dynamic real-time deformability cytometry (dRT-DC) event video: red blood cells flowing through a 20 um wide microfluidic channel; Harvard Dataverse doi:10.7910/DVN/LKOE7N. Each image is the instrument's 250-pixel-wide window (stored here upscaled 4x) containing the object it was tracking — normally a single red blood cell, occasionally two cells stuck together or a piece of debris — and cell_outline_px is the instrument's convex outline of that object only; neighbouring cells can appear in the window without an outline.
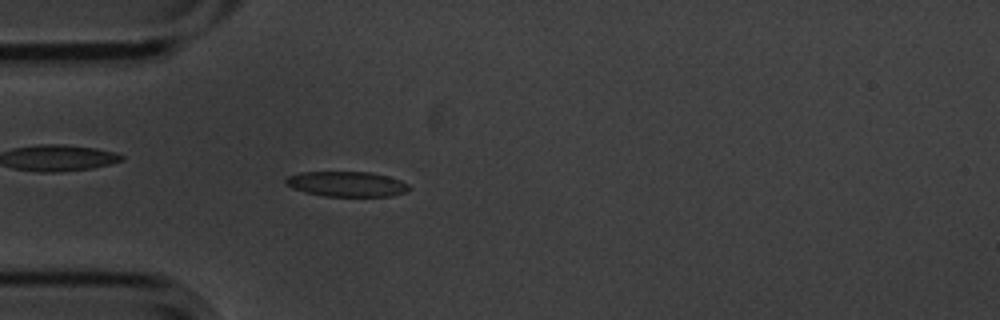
{"species": "common noctule bat (a hibernating species)", "species_latin": "Nyctalus noctula", "temperature_condition": "cold", "stored_images_in_passage": 46, "camera_frame_rate_fps": 3000, "um_per_image_px": 0.085, "animal": {"sex": "male", "body_mass_g": 20.1, "forearm_length_mm": 53.5}, "frame": {"image": 1, "passage_image": 7, "time_ms": 2.0, "image_size_px": [1000, 320], "cell_outline_px": [[408, 192], [392, 196], [324, 196], [304, 192], [292, 188], [284, 184], [284, 180], [288, 176], [300, 172], [372, 172], [388, 176], [400, 180], [408, 184]], "centroid_in_image_um": [29.45, 15.64], "position_along_channel_um": 55.6, "area_um2": 18.21}}
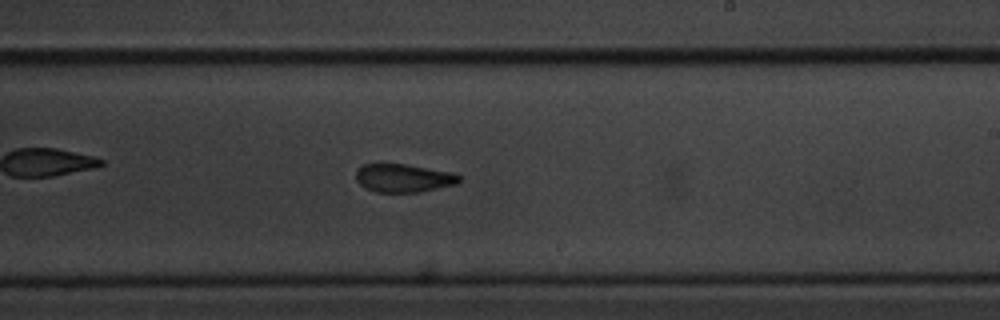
{"frame": {"image": 2, "passage_image": 24, "time_ms": 7.667, "image_size_px": [1000, 320], "cell_outline_px": [[460, 180], [456, 184], [420, 192], [376, 192], [364, 188], [356, 180], [356, 168], [364, 164], [376, 160], [408, 164], [452, 172], [460, 176]], "centroid_in_image_um": [34.21, 15.08], "position_along_channel_um": 254.8, "area_um2": 17.74}}
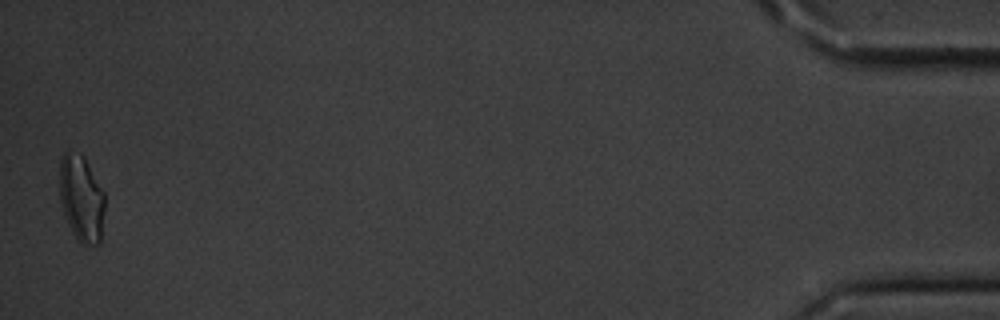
{"frame": {"image": 3, "passage_image": 46, "time_ms": 15.0, "image_size_px": [1000, 320], "cell_outline_px": [[104, 212], [100, 244], [80, 244], [72, 232], [64, 216], [60, 200], [60, 160], [64, 152], [68, 148], [80, 152], [84, 156], [104, 192]], "centroid_in_image_um": [6.91, 16.83], "position_along_channel_um": 428.3, "area_um2": 23.12}, "authors_computed_cell_mechanics": {"area_um2": 17.9469, "velocity_mm_per_s": 3.6058, "shape_relaxation_time_tau1_ms": 4.6838, "shape_relaxation_time_tau2_ms": 3.7527, "deformation_change_tau1": 0.1319, "deformation_change_tau2": 0.1128}}